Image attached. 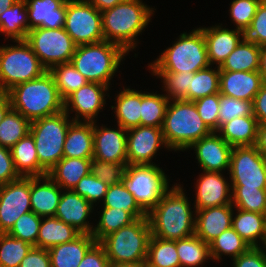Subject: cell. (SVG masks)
Segmentation results:
<instances>
[{"mask_svg":"<svg viewBox=\"0 0 266 267\" xmlns=\"http://www.w3.org/2000/svg\"><path fill=\"white\" fill-rule=\"evenodd\" d=\"M168 177L157 164L128 165L123 182L139 207L148 214L170 188Z\"/></svg>","mask_w":266,"mask_h":267,"instance_id":"10","label":"cell"},{"mask_svg":"<svg viewBox=\"0 0 266 267\" xmlns=\"http://www.w3.org/2000/svg\"><path fill=\"white\" fill-rule=\"evenodd\" d=\"M181 267H202L211 260L209 244L195 234L176 241Z\"/></svg>","mask_w":266,"mask_h":267,"instance_id":"37","label":"cell"},{"mask_svg":"<svg viewBox=\"0 0 266 267\" xmlns=\"http://www.w3.org/2000/svg\"><path fill=\"white\" fill-rule=\"evenodd\" d=\"M128 87L125 88L124 86L119 91L114 98V105H111L116 123L126 130L140 126L141 118V90Z\"/></svg>","mask_w":266,"mask_h":267,"instance_id":"30","label":"cell"},{"mask_svg":"<svg viewBox=\"0 0 266 267\" xmlns=\"http://www.w3.org/2000/svg\"><path fill=\"white\" fill-rule=\"evenodd\" d=\"M30 211V177H20L1 186L0 233H8L18 218Z\"/></svg>","mask_w":266,"mask_h":267,"instance_id":"14","label":"cell"},{"mask_svg":"<svg viewBox=\"0 0 266 267\" xmlns=\"http://www.w3.org/2000/svg\"><path fill=\"white\" fill-rule=\"evenodd\" d=\"M98 11L102 12L106 9L113 8L117 4L124 2L125 0H87Z\"/></svg>","mask_w":266,"mask_h":267,"instance_id":"61","label":"cell"},{"mask_svg":"<svg viewBox=\"0 0 266 267\" xmlns=\"http://www.w3.org/2000/svg\"><path fill=\"white\" fill-rule=\"evenodd\" d=\"M96 243L91 234H80L71 242L51 247L48 249L51 267H78Z\"/></svg>","mask_w":266,"mask_h":267,"instance_id":"28","label":"cell"},{"mask_svg":"<svg viewBox=\"0 0 266 267\" xmlns=\"http://www.w3.org/2000/svg\"><path fill=\"white\" fill-rule=\"evenodd\" d=\"M245 38L258 46L266 45V0L259 4L250 27L244 33Z\"/></svg>","mask_w":266,"mask_h":267,"instance_id":"54","label":"cell"},{"mask_svg":"<svg viewBox=\"0 0 266 267\" xmlns=\"http://www.w3.org/2000/svg\"><path fill=\"white\" fill-rule=\"evenodd\" d=\"M258 122L252 114L236 117L222 124L216 131L232 147L255 146Z\"/></svg>","mask_w":266,"mask_h":267,"instance_id":"29","label":"cell"},{"mask_svg":"<svg viewBox=\"0 0 266 267\" xmlns=\"http://www.w3.org/2000/svg\"><path fill=\"white\" fill-rule=\"evenodd\" d=\"M33 246L8 233H0V267H19Z\"/></svg>","mask_w":266,"mask_h":267,"instance_id":"45","label":"cell"},{"mask_svg":"<svg viewBox=\"0 0 266 267\" xmlns=\"http://www.w3.org/2000/svg\"><path fill=\"white\" fill-rule=\"evenodd\" d=\"M10 151L20 177L41 176V164L38 160L34 138L30 133L19 140Z\"/></svg>","mask_w":266,"mask_h":267,"instance_id":"34","label":"cell"},{"mask_svg":"<svg viewBox=\"0 0 266 267\" xmlns=\"http://www.w3.org/2000/svg\"><path fill=\"white\" fill-rule=\"evenodd\" d=\"M19 267H51V259L47 249L33 246L21 260Z\"/></svg>","mask_w":266,"mask_h":267,"instance_id":"58","label":"cell"},{"mask_svg":"<svg viewBox=\"0 0 266 267\" xmlns=\"http://www.w3.org/2000/svg\"><path fill=\"white\" fill-rule=\"evenodd\" d=\"M253 115L259 125L266 124V83H264L252 102Z\"/></svg>","mask_w":266,"mask_h":267,"instance_id":"59","label":"cell"},{"mask_svg":"<svg viewBox=\"0 0 266 267\" xmlns=\"http://www.w3.org/2000/svg\"><path fill=\"white\" fill-rule=\"evenodd\" d=\"M231 193L235 208L266 214V189H232Z\"/></svg>","mask_w":266,"mask_h":267,"instance_id":"47","label":"cell"},{"mask_svg":"<svg viewBox=\"0 0 266 267\" xmlns=\"http://www.w3.org/2000/svg\"><path fill=\"white\" fill-rule=\"evenodd\" d=\"M255 146L266 158V124L258 125L257 142Z\"/></svg>","mask_w":266,"mask_h":267,"instance_id":"60","label":"cell"},{"mask_svg":"<svg viewBox=\"0 0 266 267\" xmlns=\"http://www.w3.org/2000/svg\"><path fill=\"white\" fill-rule=\"evenodd\" d=\"M11 109V102L7 93L0 92V123L4 119L6 113Z\"/></svg>","mask_w":266,"mask_h":267,"instance_id":"62","label":"cell"},{"mask_svg":"<svg viewBox=\"0 0 266 267\" xmlns=\"http://www.w3.org/2000/svg\"><path fill=\"white\" fill-rule=\"evenodd\" d=\"M128 53L118 44L106 40L78 45L71 63L88 82L112 85L122 61ZM124 59V60H123Z\"/></svg>","mask_w":266,"mask_h":267,"instance_id":"6","label":"cell"},{"mask_svg":"<svg viewBox=\"0 0 266 267\" xmlns=\"http://www.w3.org/2000/svg\"><path fill=\"white\" fill-rule=\"evenodd\" d=\"M262 0H233L230 2L229 16L236 29L244 33L250 27L257 8Z\"/></svg>","mask_w":266,"mask_h":267,"instance_id":"50","label":"cell"},{"mask_svg":"<svg viewBox=\"0 0 266 267\" xmlns=\"http://www.w3.org/2000/svg\"><path fill=\"white\" fill-rule=\"evenodd\" d=\"M259 73L263 79V82L266 83V45L260 46Z\"/></svg>","mask_w":266,"mask_h":267,"instance_id":"63","label":"cell"},{"mask_svg":"<svg viewBox=\"0 0 266 267\" xmlns=\"http://www.w3.org/2000/svg\"><path fill=\"white\" fill-rule=\"evenodd\" d=\"M0 45V92L40 77L47 70L25 40ZM9 45V46H8Z\"/></svg>","mask_w":266,"mask_h":267,"instance_id":"9","label":"cell"},{"mask_svg":"<svg viewBox=\"0 0 266 267\" xmlns=\"http://www.w3.org/2000/svg\"><path fill=\"white\" fill-rule=\"evenodd\" d=\"M252 114V102L220 94L219 127L233 118Z\"/></svg>","mask_w":266,"mask_h":267,"instance_id":"52","label":"cell"},{"mask_svg":"<svg viewBox=\"0 0 266 267\" xmlns=\"http://www.w3.org/2000/svg\"><path fill=\"white\" fill-rule=\"evenodd\" d=\"M92 159L62 157L48 176L63 190H72L81 178L88 175Z\"/></svg>","mask_w":266,"mask_h":267,"instance_id":"31","label":"cell"},{"mask_svg":"<svg viewBox=\"0 0 266 267\" xmlns=\"http://www.w3.org/2000/svg\"><path fill=\"white\" fill-rule=\"evenodd\" d=\"M182 185L174 183L147 214L152 236L177 241L195 234L196 210Z\"/></svg>","mask_w":266,"mask_h":267,"instance_id":"1","label":"cell"},{"mask_svg":"<svg viewBox=\"0 0 266 267\" xmlns=\"http://www.w3.org/2000/svg\"><path fill=\"white\" fill-rule=\"evenodd\" d=\"M143 267H156L154 265L148 264L146 261L143 263Z\"/></svg>","mask_w":266,"mask_h":267,"instance_id":"66","label":"cell"},{"mask_svg":"<svg viewBox=\"0 0 266 267\" xmlns=\"http://www.w3.org/2000/svg\"><path fill=\"white\" fill-rule=\"evenodd\" d=\"M228 173L231 189H266V158L256 146L233 147Z\"/></svg>","mask_w":266,"mask_h":267,"instance_id":"12","label":"cell"},{"mask_svg":"<svg viewBox=\"0 0 266 267\" xmlns=\"http://www.w3.org/2000/svg\"><path fill=\"white\" fill-rule=\"evenodd\" d=\"M231 227L251 246L266 244V214L240 210L234 207Z\"/></svg>","mask_w":266,"mask_h":267,"instance_id":"27","label":"cell"},{"mask_svg":"<svg viewBox=\"0 0 266 267\" xmlns=\"http://www.w3.org/2000/svg\"><path fill=\"white\" fill-rule=\"evenodd\" d=\"M110 261L107 258L104 247L97 242L85 255L78 267H109Z\"/></svg>","mask_w":266,"mask_h":267,"instance_id":"57","label":"cell"},{"mask_svg":"<svg viewBox=\"0 0 266 267\" xmlns=\"http://www.w3.org/2000/svg\"><path fill=\"white\" fill-rule=\"evenodd\" d=\"M16 1L17 0H0V15L3 10H7L11 6H13Z\"/></svg>","mask_w":266,"mask_h":267,"instance_id":"65","label":"cell"},{"mask_svg":"<svg viewBox=\"0 0 266 267\" xmlns=\"http://www.w3.org/2000/svg\"><path fill=\"white\" fill-rule=\"evenodd\" d=\"M30 123L21 113L11 108L0 123V146L11 149L29 133Z\"/></svg>","mask_w":266,"mask_h":267,"instance_id":"39","label":"cell"},{"mask_svg":"<svg viewBox=\"0 0 266 267\" xmlns=\"http://www.w3.org/2000/svg\"><path fill=\"white\" fill-rule=\"evenodd\" d=\"M232 261V267H266V248L250 247Z\"/></svg>","mask_w":266,"mask_h":267,"instance_id":"55","label":"cell"},{"mask_svg":"<svg viewBox=\"0 0 266 267\" xmlns=\"http://www.w3.org/2000/svg\"><path fill=\"white\" fill-rule=\"evenodd\" d=\"M157 92L141 90V126L162 127L163 125L169 99L164 93L157 94Z\"/></svg>","mask_w":266,"mask_h":267,"instance_id":"38","label":"cell"},{"mask_svg":"<svg viewBox=\"0 0 266 267\" xmlns=\"http://www.w3.org/2000/svg\"><path fill=\"white\" fill-rule=\"evenodd\" d=\"M93 147V122L72 121L63 146V157L92 159Z\"/></svg>","mask_w":266,"mask_h":267,"instance_id":"26","label":"cell"},{"mask_svg":"<svg viewBox=\"0 0 266 267\" xmlns=\"http://www.w3.org/2000/svg\"><path fill=\"white\" fill-rule=\"evenodd\" d=\"M49 72L53 76L58 92L63 100L88 82L71 62L56 65Z\"/></svg>","mask_w":266,"mask_h":267,"instance_id":"44","label":"cell"},{"mask_svg":"<svg viewBox=\"0 0 266 267\" xmlns=\"http://www.w3.org/2000/svg\"><path fill=\"white\" fill-rule=\"evenodd\" d=\"M195 182V210L232 204L231 183L223 172L202 171Z\"/></svg>","mask_w":266,"mask_h":267,"instance_id":"17","label":"cell"},{"mask_svg":"<svg viewBox=\"0 0 266 267\" xmlns=\"http://www.w3.org/2000/svg\"><path fill=\"white\" fill-rule=\"evenodd\" d=\"M41 220L42 217L30 211L18 218L8 234L37 247V238L39 235Z\"/></svg>","mask_w":266,"mask_h":267,"instance_id":"48","label":"cell"},{"mask_svg":"<svg viewBox=\"0 0 266 267\" xmlns=\"http://www.w3.org/2000/svg\"><path fill=\"white\" fill-rule=\"evenodd\" d=\"M108 187L106 183L99 180L90 172L79 180L72 191L84 197L96 209L97 204L99 205L103 201Z\"/></svg>","mask_w":266,"mask_h":267,"instance_id":"51","label":"cell"},{"mask_svg":"<svg viewBox=\"0 0 266 267\" xmlns=\"http://www.w3.org/2000/svg\"><path fill=\"white\" fill-rule=\"evenodd\" d=\"M25 41L47 71L56 65L71 62L77 47L64 28L36 27L28 31Z\"/></svg>","mask_w":266,"mask_h":267,"instance_id":"11","label":"cell"},{"mask_svg":"<svg viewBox=\"0 0 266 267\" xmlns=\"http://www.w3.org/2000/svg\"><path fill=\"white\" fill-rule=\"evenodd\" d=\"M127 163L129 165H152L157 151L169 150L162 127L138 126L127 130Z\"/></svg>","mask_w":266,"mask_h":267,"instance_id":"16","label":"cell"},{"mask_svg":"<svg viewBox=\"0 0 266 267\" xmlns=\"http://www.w3.org/2000/svg\"><path fill=\"white\" fill-rule=\"evenodd\" d=\"M103 208V209H102ZM97 224H94L92 236L100 242L108 234L119 230L135 221V219L124 210L116 208L101 207Z\"/></svg>","mask_w":266,"mask_h":267,"instance_id":"43","label":"cell"},{"mask_svg":"<svg viewBox=\"0 0 266 267\" xmlns=\"http://www.w3.org/2000/svg\"><path fill=\"white\" fill-rule=\"evenodd\" d=\"M29 31L28 11L25 0H17L13 6L0 15V35L5 40H25ZM9 38V39H8Z\"/></svg>","mask_w":266,"mask_h":267,"instance_id":"32","label":"cell"},{"mask_svg":"<svg viewBox=\"0 0 266 267\" xmlns=\"http://www.w3.org/2000/svg\"><path fill=\"white\" fill-rule=\"evenodd\" d=\"M150 237L148 217H143L108 234L99 243L110 263H144Z\"/></svg>","mask_w":266,"mask_h":267,"instance_id":"7","label":"cell"},{"mask_svg":"<svg viewBox=\"0 0 266 267\" xmlns=\"http://www.w3.org/2000/svg\"><path fill=\"white\" fill-rule=\"evenodd\" d=\"M110 88L104 84L87 82L64 100V111L69 116L71 112L75 113V116H70L73 121H97L95 118L105 108V97H110Z\"/></svg>","mask_w":266,"mask_h":267,"instance_id":"15","label":"cell"},{"mask_svg":"<svg viewBox=\"0 0 266 267\" xmlns=\"http://www.w3.org/2000/svg\"><path fill=\"white\" fill-rule=\"evenodd\" d=\"M62 188L48 175L30 177L31 211L40 217H54Z\"/></svg>","mask_w":266,"mask_h":267,"instance_id":"24","label":"cell"},{"mask_svg":"<svg viewBox=\"0 0 266 267\" xmlns=\"http://www.w3.org/2000/svg\"><path fill=\"white\" fill-rule=\"evenodd\" d=\"M7 94L11 108L30 122L64 110V100L49 71L38 78L14 86Z\"/></svg>","mask_w":266,"mask_h":267,"instance_id":"3","label":"cell"},{"mask_svg":"<svg viewBox=\"0 0 266 267\" xmlns=\"http://www.w3.org/2000/svg\"><path fill=\"white\" fill-rule=\"evenodd\" d=\"M218 24L199 28L204 34L210 65L220 67L245 35L243 31L235 27L234 29H229L225 25L222 26L221 23Z\"/></svg>","mask_w":266,"mask_h":267,"instance_id":"21","label":"cell"},{"mask_svg":"<svg viewBox=\"0 0 266 267\" xmlns=\"http://www.w3.org/2000/svg\"><path fill=\"white\" fill-rule=\"evenodd\" d=\"M101 207L122 209L128 212L135 220L147 217V214L135 201L134 196L127 190L124 182L108 187L105 197L101 202Z\"/></svg>","mask_w":266,"mask_h":267,"instance_id":"41","label":"cell"},{"mask_svg":"<svg viewBox=\"0 0 266 267\" xmlns=\"http://www.w3.org/2000/svg\"><path fill=\"white\" fill-rule=\"evenodd\" d=\"M151 75L160 78L163 83L161 88L169 100L189 101V86L191 83V73H152Z\"/></svg>","mask_w":266,"mask_h":267,"instance_id":"46","label":"cell"},{"mask_svg":"<svg viewBox=\"0 0 266 267\" xmlns=\"http://www.w3.org/2000/svg\"><path fill=\"white\" fill-rule=\"evenodd\" d=\"M63 28L77 46L104 41L102 14L87 0H66Z\"/></svg>","mask_w":266,"mask_h":267,"instance_id":"13","label":"cell"},{"mask_svg":"<svg viewBox=\"0 0 266 267\" xmlns=\"http://www.w3.org/2000/svg\"><path fill=\"white\" fill-rule=\"evenodd\" d=\"M259 66L260 46L244 37L219 68L224 71H259Z\"/></svg>","mask_w":266,"mask_h":267,"instance_id":"35","label":"cell"},{"mask_svg":"<svg viewBox=\"0 0 266 267\" xmlns=\"http://www.w3.org/2000/svg\"><path fill=\"white\" fill-rule=\"evenodd\" d=\"M193 102L203 122L212 132H216L219 129L220 93L209 95Z\"/></svg>","mask_w":266,"mask_h":267,"instance_id":"53","label":"cell"},{"mask_svg":"<svg viewBox=\"0 0 266 267\" xmlns=\"http://www.w3.org/2000/svg\"><path fill=\"white\" fill-rule=\"evenodd\" d=\"M94 208L84 197L72 190H62L54 217L73 226L81 234L92 235L94 226L88 219H91Z\"/></svg>","mask_w":266,"mask_h":267,"instance_id":"20","label":"cell"},{"mask_svg":"<svg viewBox=\"0 0 266 267\" xmlns=\"http://www.w3.org/2000/svg\"><path fill=\"white\" fill-rule=\"evenodd\" d=\"M80 234L73 226L59 218L43 217L37 238V247L48 250L53 246L71 242Z\"/></svg>","mask_w":266,"mask_h":267,"instance_id":"33","label":"cell"},{"mask_svg":"<svg viewBox=\"0 0 266 267\" xmlns=\"http://www.w3.org/2000/svg\"><path fill=\"white\" fill-rule=\"evenodd\" d=\"M194 149L195 159L200 170L207 172H223L229 170L231 152L233 147L229 145L217 132L195 141L188 150Z\"/></svg>","mask_w":266,"mask_h":267,"instance_id":"18","label":"cell"},{"mask_svg":"<svg viewBox=\"0 0 266 267\" xmlns=\"http://www.w3.org/2000/svg\"><path fill=\"white\" fill-rule=\"evenodd\" d=\"M146 262L156 267H181L176 241L150 237Z\"/></svg>","mask_w":266,"mask_h":267,"instance_id":"42","label":"cell"},{"mask_svg":"<svg viewBox=\"0 0 266 267\" xmlns=\"http://www.w3.org/2000/svg\"><path fill=\"white\" fill-rule=\"evenodd\" d=\"M29 31L36 27L63 28L66 19V0H25Z\"/></svg>","mask_w":266,"mask_h":267,"instance_id":"25","label":"cell"},{"mask_svg":"<svg viewBox=\"0 0 266 267\" xmlns=\"http://www.w3.org/2000/svg\"><path fill=\"white\" fill-rule=\"evenodd\" d=\"M264 84L259 71L220 70V94L253 102Z\"/></svg>","mask_w":266,"mask_h":267,"instance_id":"23","label":"cell"},{"mask_svg":"<svg viewBox=\"0 0 266 267\" xmlns=\"http://www.w3.org/2000/svg\"><path fill=\"white\" fill-rule=\"evenodd\" d=\"M251 246L232 228L223 231L210 244V256L213 262H221L222 256L231 260L245 253Z\"/></svg>","mask_w":266,"mask_h":267,"instance_id":"36","label":"cell"},{"mask_svg":"<svg viewBox=\"0 0 266 267\" xmlns=\"http://www.w3.org/2000/svg\"><path fill=\"white\" fill-rule=\"evenodd\" d=\"M116 128L93 122V158L106 162H127V130L116 124Z\"/></svg>","mask_w":266,"mask_h":267,"instance_id":"19","label":"cell"},{"mask_svg":"<svg viewBox=\"0 0 266 267\" xmlns=\"http://www.w3.org/2000/svg\"><path fill=\"white\" fill-rule=\"evenodd\" d=\"M232 204L196 210L195 235L210 244L232 223Z\"/></svg>","mask_w":266,"mask_h":267,"instance_id":"22","label":"cell"},{"mask_svg":"<svg viewBox=\"0 0 266 267\" xmlns=\"http://www.w3.org/2000/svg\"><path fill=\"white\" fill-rule=\"evenodd\" d=\"M189 101L213 95L220 92V68L209 66L208 68L191 73L189 86Z\"/></svg>","mask_w":266,"mask_h":267,"instance_id":"40","label":"cell"},{"mask_svg":"<svg viewBox=\"0 0 266 267\" xmlns=\"http://www.w3.org/2000/svg\"><path fill=\"white\" fill-rule=\"evenodd\" d=\"M19 178L10 149L0 146V184L4 185Z\"/></svg>","mask_w":266,"mask_h":267,"instance_id":"56","label":"cell"},{"mask_svg":"<svg viewBox=\"0 0 266 267\" xmlns=\"http://www.w3.org/2000/svg\"><path fill=\"white\" fill-rule=\"evenodd\" d=\"M176 40L148 64L151 73H195L211 66L200 28H194L189 33L183 32Z\"/></svg>","mask_w":266,"mask_h":267,"instance_id":"4","label":"cell"},{"mask_svg":"<svg viewBox=\"0 0 266 267\" xmlns=\"http://www.w3.org/2000/svg\"><path fill=\"white\" fill-rule=\"evenodd\" d=\"M155 10L143 0H125L102 11L104 40L120 45L129 54L140 43L138 36L152 22Z\"/></svg>","mask_w":266,"mask_h":267,"instance_id":"2","label":"cell"},{"mask_svg":"<svg viewBox=\"0 0 266 267\" xmlns=\"http://www.w3.org/2000/svg\"><path fill=\"white\" fill-rule=\"evenodd\" d=\"M109 267H143V263H110Z\"/></svg>","mask_w":266,"mask_h":267,"instance_id":"64","label":"cell"},{"mask_svg":"<svg viewBox=\"0 0 266 267\" xmlns=\"http://www.w3.org/2000/svg\"><path fill=\"white\" fill-rule=\"evenodd\" d=\"M169 151H187L188 148L212 131L201 119L193 101L169 100L162 125Z\"/></svg>","mask_w":266,"mask_h":267,"instance_id":"5","label":"cell"},{"mask_svg":"<svg viewBox=\"0 0 266 267\" xmlns=\"http://www.w3.org/2000/svg\"><path fill=\"white\" fill-rule=\"evenodd\" d=\"M128 163H113L92 158L90 172L108 186L123 182Z\"/></svg>","mask_w":266,"mask_h":267,"instance_id":"49","label":"cell"},{"mask_svg":"<svg viewBox=\"0 0 266 267\" xmlns=\"http://www.w3.org/2000/svg\"><path fill=\"white\" fill-rule=\"evenodd\" d=\"M72 121L64 110L31 121L29 133L34 138L41 176L47 175L63 157L65 137Z\"/></svg>","mask_w":266,"mask_h":267,"instance_id":"8","label":"cell"}]
</instances>
